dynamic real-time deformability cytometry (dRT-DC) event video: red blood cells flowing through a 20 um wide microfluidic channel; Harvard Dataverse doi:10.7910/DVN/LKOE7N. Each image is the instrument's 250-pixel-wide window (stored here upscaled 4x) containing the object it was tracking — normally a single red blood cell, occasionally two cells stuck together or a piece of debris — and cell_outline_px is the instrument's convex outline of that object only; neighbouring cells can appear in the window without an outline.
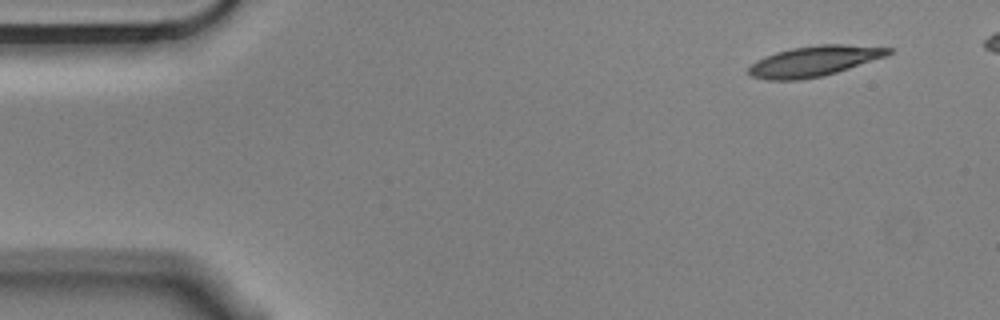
{"species": "Egyptian fruit bat (a non-hibernating species)", "species_latin": "Rousettus aegyptiacus", "temperature_condition": "cold", "stored_images_in_passage": 5, "camera_frame_rate_fps": 3000, "um_per_image_px": 0.085, "animal": {"sex": "male"}, "frame": {"image": 1, "passage_image": 1, "time_ms": 0.0, "image_size_px": [1000, 320], "cell_outline_px": [[892, 52], [884, 56], [836, 72], [820, 76], [800, 80], [768, 80], [752, 76], [748, 72], [748, 68], [756, 60], [776, 52], [792, 48], [816, 44], [844, 44], [892, 48]], "centroid_in_image_um": [69.16, 5.19], "position_along_channel_um": 15.8, "area_um2": 24.39}}